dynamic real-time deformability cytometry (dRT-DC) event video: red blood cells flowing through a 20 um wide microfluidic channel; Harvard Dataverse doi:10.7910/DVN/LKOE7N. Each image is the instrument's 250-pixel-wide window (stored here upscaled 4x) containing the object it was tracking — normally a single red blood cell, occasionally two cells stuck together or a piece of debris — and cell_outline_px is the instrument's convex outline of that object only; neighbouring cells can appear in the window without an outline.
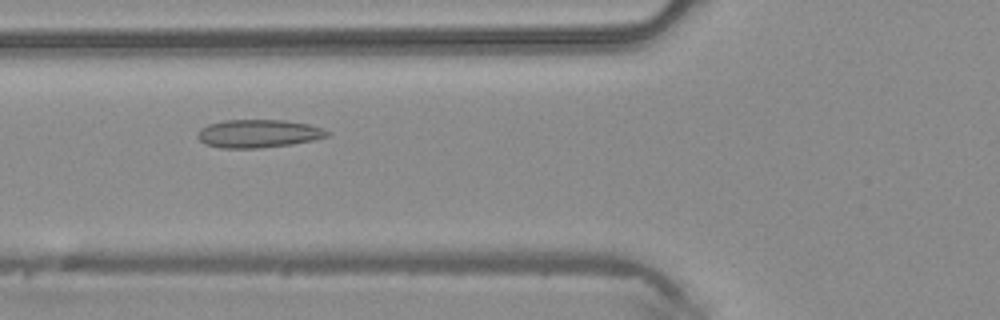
{"species": "common noctule bat (a hibernating species)", "species_latin": "Nyctalus noctula", "temperature_condition": "warm", "stored_images_in_passage": 40, "camera_frame_rate_fps": 3000, "um_per_image_px": 0.085, "animal": {"sex": "male", "body_mass_g": 20.4}, "frame": {"image": 1, "passage_image": 11, "time_ms": 3.333, "image_size_px": [1000, 320], "cell_outline_px": [[332, 132], [328, 136], [312, 140], [292, 144], [260, 148], [220, 148], [204, 144], [196, 136], [196, 132], [200, 128], [208, 124], [224, 120], [284, 120], [308, 124], [324, 128]], "centroid_in_image_um": [21.94, 11.35], "position_along_channel_um": 103.9, "area_um2": 21.44}}
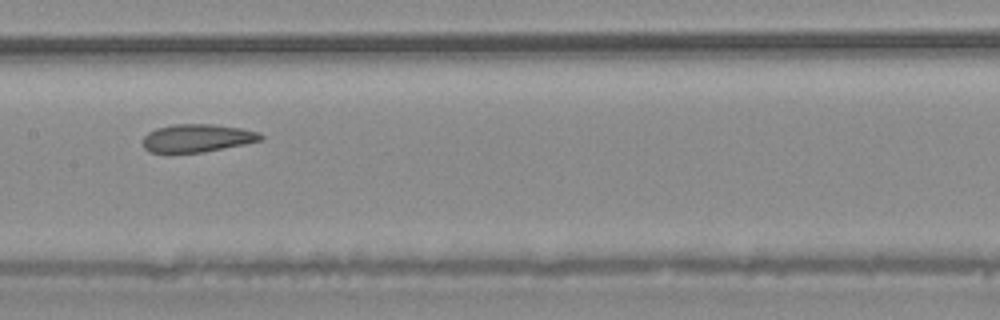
{"frame": {"image": 2, "passage_image": 17, "time_ms": 5.333, "image_size_px": [1000, 320], "cell_outline_px": [[264, 140], [204, 152], [148, 152], [144, 148], [144, 136], [148, 132], [156, 128], [176, 124], [212, 124], [240, 128], [260, 132], [264, 136]], "centroid_in_image_um": [16.8, 11.73], "position_along_channel_um": 190.6, "area_um2": 19.13}}
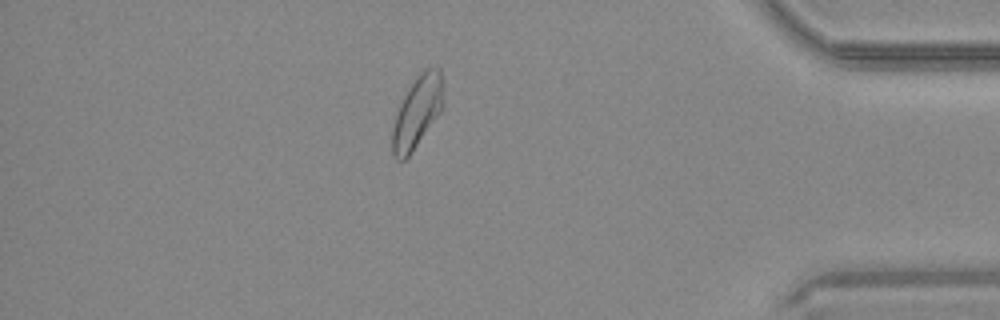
{"frame": {"image": 3, "passage_image": 34, "time_ms": 11.0, "image_size_px": [1000, 320], "cell_outline_px": [[444, 104], [440, 112], [412, 152], [404, 160], [396, 160], [392, 152], [392, 128], [400, 104], [408, 88], [424, 68], [440, 68]], "centroid_in_image_um": [35.46, 9.53], "position_along_channel_um": 399.7, "area_um2": 20.98}}